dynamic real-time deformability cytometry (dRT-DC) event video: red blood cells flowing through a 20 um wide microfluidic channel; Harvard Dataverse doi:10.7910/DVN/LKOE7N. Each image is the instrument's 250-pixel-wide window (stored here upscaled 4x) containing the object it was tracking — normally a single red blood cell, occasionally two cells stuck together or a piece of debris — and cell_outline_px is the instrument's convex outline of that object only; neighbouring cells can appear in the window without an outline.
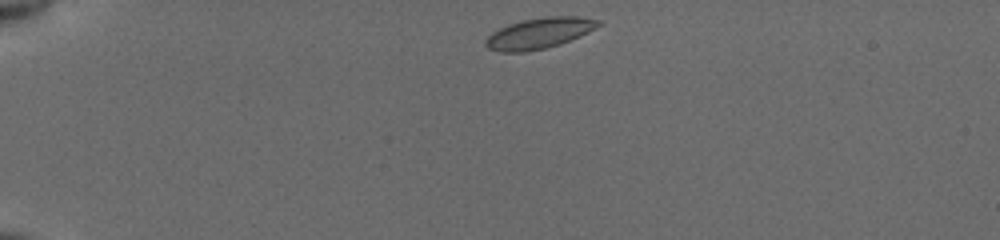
{"species": "common noctule bat (a hibernating species)", "species_latin": "Nyctalus noctula", "temperature_condition": "cold", "stored_images_in_passage": 42, "camera_frame_rate_fps": 3000, "um_per_image_px": 0.085, "animal": {"sex": "female", "body_mass_g": 19.5, "forearm_length_mm": 54.1}, "frame": {"image": 1, "passage_image": 1, "time_ms": 0.0, "image_size_px": [1000, 240], "cell_outline_px": [[600, 24], [588, 32], [560, 44], [544, 48], [524, 52], [500, 52], [488, 48], [484, 44], [484, 40], [492, 32], [508, 24], [524, 20], [544, 16], [576, 16], [600, 20]], "centroid_in_image_um": [45.79, 2.82], "position_along_channel_um": 39.2, "area_um2": 20.06}}
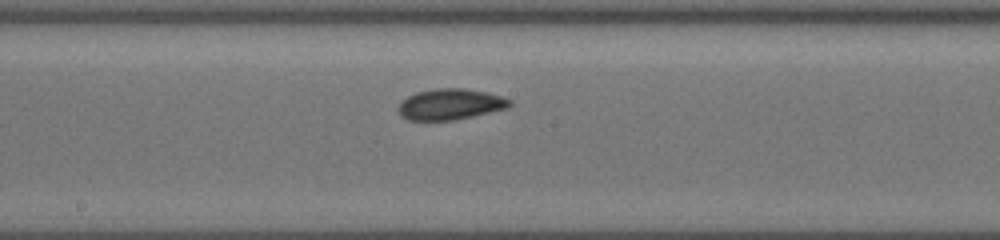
{"frame": {"image": 2, "passage_image": 19, "time_ms": 6.0, "image_size_px": [1000, 240], "cell_outline_px": [[512, 104], [508, 108], [472, 116], [452, 120], [408, 120], [400, 116], [396, 108], [408, 96], [416, 92], [436, 88], [464, 88], [488, 92], [512, 100]], "centroid_in_image_um": [38.27, 8.86], "position_along_channel_um": 209.9, "area_um2": 20.11}}
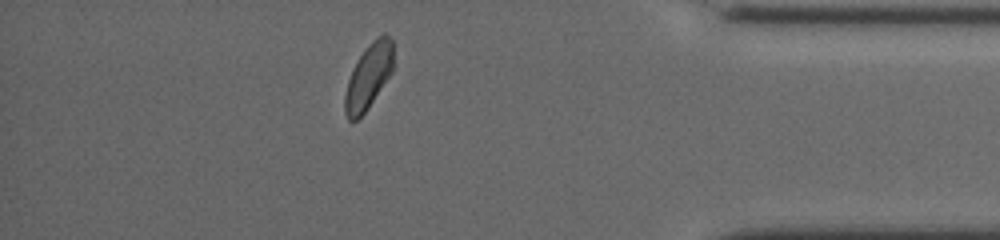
{"frame": {"image": 3, "passage_image": 36, "time_ms": 11.667, "image_size_px": [1000, 240], "cell_outline_px": [[392, 72], [368, 108], [356, 120], [348, 120], [344, 112], [344, 96], [348, 80], [352, 68], [364, 48], [372, 40], [384, 32], [392, 40]], "centroid_in_image_um": [31.3, 6.48], "position_along_channel_um": 403.9, "area_um2": 18.32}, "authors_computed_cell_mechanics": {"area_um2": 19.5653, "velocity_mm_per_s": 3.8885, "shape_relaxation_time_tau1_ms": 4.7528, "shape_relaxation_time_tau2_ms": null, "deformation_change_tau1": 0.1113, "deformation_change_tau2": null}}